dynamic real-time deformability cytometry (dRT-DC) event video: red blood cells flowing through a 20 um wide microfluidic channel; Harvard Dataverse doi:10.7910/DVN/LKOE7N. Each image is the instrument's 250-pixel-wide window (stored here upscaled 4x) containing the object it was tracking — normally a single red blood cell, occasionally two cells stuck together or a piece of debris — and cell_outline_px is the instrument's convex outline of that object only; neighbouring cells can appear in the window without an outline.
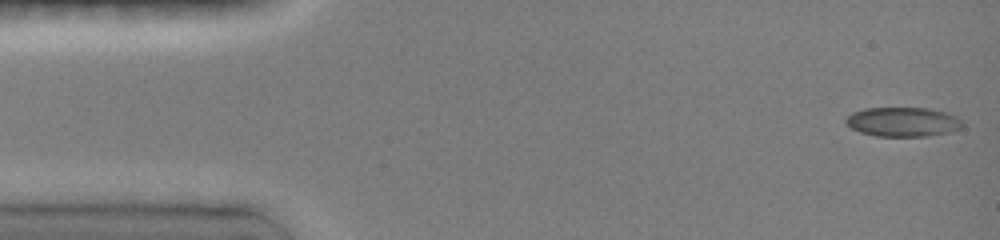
{"species": "common noctule bat (a hibernating species)", "species_latin": "Nyctalus noctula", "temperature_condition": "room temperature", "stored_images_in_passage": 42, "camera_frame_rate_fps": 3000, "um_per_image_px": 0.085, "animal": {"sex": "female", "body_mass_g": 19.0, "forearm_length_mm": 51.5}, "frame": {"image": 1, "passage_image": 1, "time_ms": 0.0, "image_size_px": [1000, 240], "cell_outline_px": [[964, 124], [960, 128], [948, 132], [928, 136], [876, 136], [860, 132], [852, 128], [844, 120], [852, 112], [864, 108], [928, 108], [944, 112], [956, 116]], "centroid_in_image_um": [76.73, 10.36], "position_along_channel_um": 8.3, "area_um2": 19.83}}
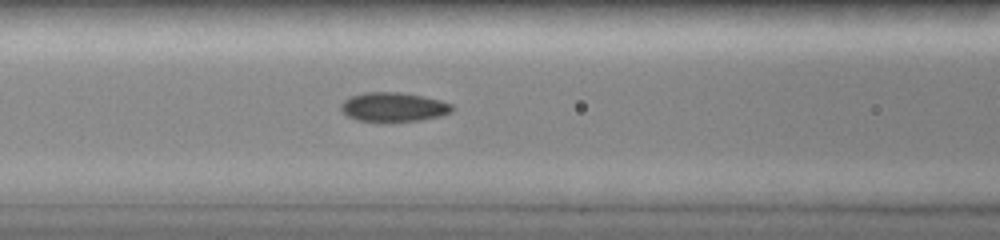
{"frame": {"image": 2, "passage_image": 19, "time_ms": 6.0, "image_size_px": [1000, 240], "cell_outline_px": [[452, 112], [440, 116], [420, 120], [380, 124], [356, 120], [348, 116], [340, 108], [340, 104], [344, 100], [352, 96], [368, 92], [396, 92], [420, 96], [440, 100], [452, 104]], "centroid_in_image_um": [33.41, 9.14], "position_along_channel_um": 133.2, "area_um2": 19.25}}
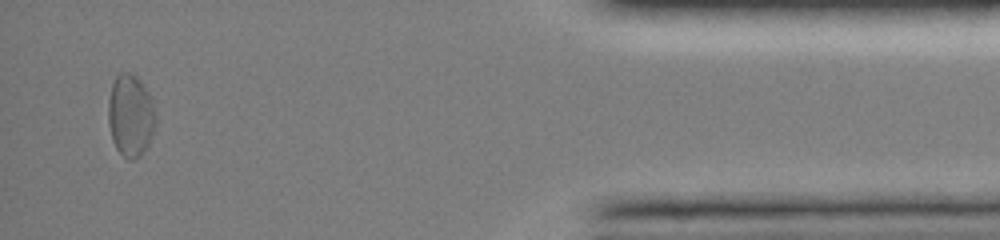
{"frame": {"image": 3, "passage_image": 41, "time_ms": 13.333, "image_size_px": [1000, 240], "cell_outline_px": [[156, 124], [148, 144], [144, 152], [140, 156], [132, 160], [128, 160], [116, 148], [112, 140], [108, 124], [108, 100], [112, 84], [116, 76], [120, 72], [128, 72], [136, 76], [140, 80], [148, 92], [156, 116]], "centroid_in_image_um": [11.08, 9.83], "position_along_channel_um": 424.1, "area_um2": 22.77}, "authors_computed_cell_mechanics": {"area_um2": 19.1029, "velocity_mm_per_s": 4.0095, "shape_relaxation_time_tau1_ms": 3.6678, "shape_relaxation_time_tau2_ms": 6.2058, "deformation_change_tau1": 0.082, "deformation_change_tau2": 0.0861}}